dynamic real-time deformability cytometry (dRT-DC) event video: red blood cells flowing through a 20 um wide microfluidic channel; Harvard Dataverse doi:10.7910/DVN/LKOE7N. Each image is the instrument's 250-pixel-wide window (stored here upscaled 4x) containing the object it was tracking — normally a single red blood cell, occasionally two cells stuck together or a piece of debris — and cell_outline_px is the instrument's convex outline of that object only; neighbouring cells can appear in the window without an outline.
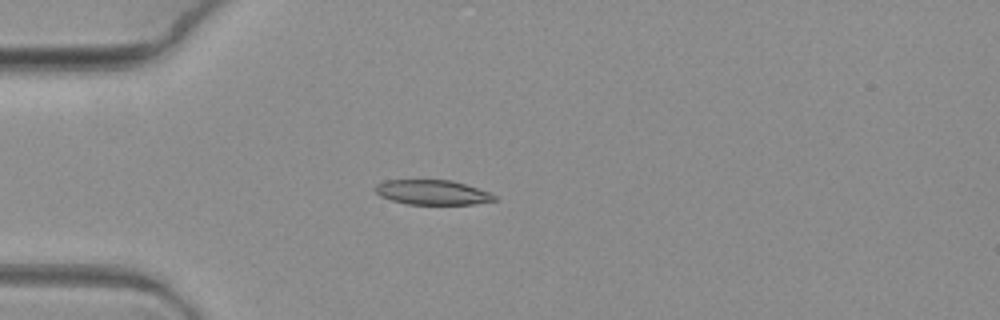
{"species": "common noctule bat (a hibernating species)", "species_latin": "Nyctalus noctula", "temperature_condition": "warm", "stored_images_in_passage": 6, "camera_frame_rate_fps": 3000, "um_per_image_px": 0.085, "animal": {"sex": "female", "body_mass_g": 19.3, "forearm_length_mm": 54.1}, "frame": {"image": 1, "passage_image": 4, "time_ms": 1.0, "image_size_px": [1000, 320], "cell_outline_px": [[500, 200], [472, 204], [408, 204], [392, 200], [380, 196], [372, 188], [376, 184], [384, 180], [452, 180], [488, 192], [496, 196]], "centroid_in_image_um": [36.72, 16.35], "position_along_channel_um": 48.3, "area_um2": 17.17}}
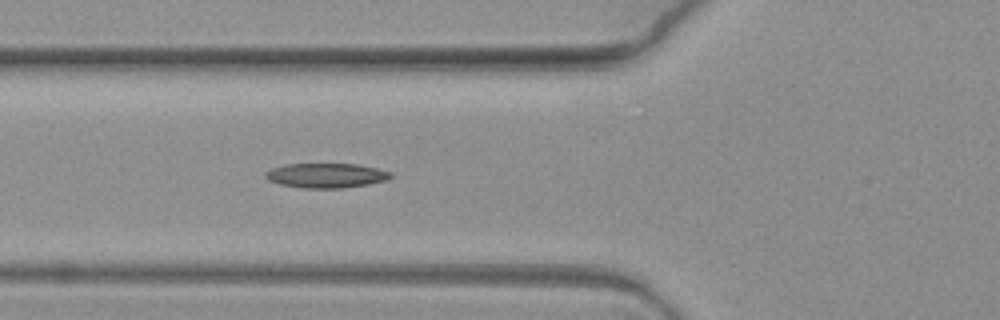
{"frame": {"image": 2, "passage_image": 6, "time_ms": 1.667, "image_size_px": [1000, 320], "cell_outline_px": [[392, 176], [388, 180], [368, 184], [344, 188], [304, 188], [280, 184], [268, 180], [264, 176], [264, 172], [272, 168], [284, 164], [356, 164], [376, 168], [392, 172]], "centroid_in_image_um": [27.72, 14.91], "position_along_channel_um": 98.1, "area_um2": 18.03}}